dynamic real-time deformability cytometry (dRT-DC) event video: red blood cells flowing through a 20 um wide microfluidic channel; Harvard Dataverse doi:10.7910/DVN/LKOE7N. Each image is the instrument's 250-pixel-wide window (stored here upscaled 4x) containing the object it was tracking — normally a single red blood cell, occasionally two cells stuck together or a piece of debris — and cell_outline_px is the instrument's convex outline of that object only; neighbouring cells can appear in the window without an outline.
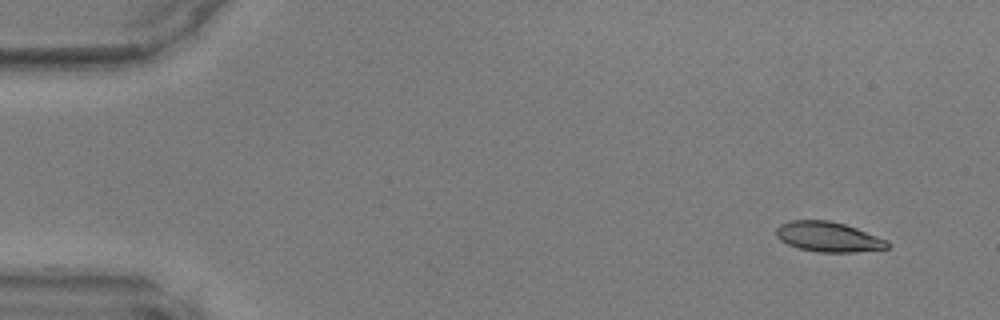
{"species": "common noctule bat (a hibernating species)", "species_latin": "Nyctalus noctula", "temperature_condition": "warm", "stored_images_in_passage": 10, "camera_frame_rate_fps": 3000, "um_per_image_px": 0.085, "animal": {"sex": "male", "body_mass_g": 17.9, "forearm_length_mm": 54.2}, "frame": {"image": 1, "passage_image": 1, "time_ms": 0.0, "image_size_px": [1000, 320], "cell_outline_px": [[888, 248], [856, 252], [816, 252], [800, 248], [788, 244], [780, 240], [776, 236], [776, 228], [780, 224], [788, 220], [828, 220], [844, 224], [856, 228], [888, 240]], "centroid_in_image_um": [70.38, 20.13], "position_along_channel_um": 14.6, "area_um2": 19.42}}